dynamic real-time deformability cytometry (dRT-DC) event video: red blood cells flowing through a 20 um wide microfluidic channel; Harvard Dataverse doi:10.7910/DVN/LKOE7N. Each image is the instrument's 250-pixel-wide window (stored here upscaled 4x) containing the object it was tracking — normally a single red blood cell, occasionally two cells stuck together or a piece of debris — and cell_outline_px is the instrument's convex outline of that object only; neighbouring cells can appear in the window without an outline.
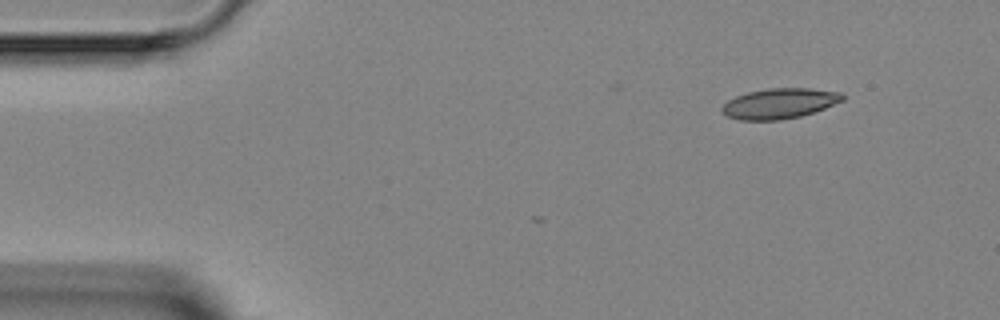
{"species": "Egyptian fruit bat (a non-hibernating species)", "species_latin": "Rousettus aegyptiacus", "temperature_condition": "room temperature", "stored_images_in_passage": 3, "camera_frame_rate_fps": 3000, "um_per_image_px": 0.085, "animal": {"sex": "female"}, "frame": {"image": 1, "passage_image": 1, "time_ms": 0.0, "image_size_px": [1000, 320], "cell_outline_px": [[844, 100], [824, 108], [800, 116], [780, 120], [740, 120], [728, 116], [720, 108], [728, 100], [736, 96], [748, 92], [768, 88], [808, 88], [840, 92], [844, 96]], "centroid_in_image_um": [66.25, 8.79], "position_along_channel_um": 18.7, "area_um2": 21.1}}